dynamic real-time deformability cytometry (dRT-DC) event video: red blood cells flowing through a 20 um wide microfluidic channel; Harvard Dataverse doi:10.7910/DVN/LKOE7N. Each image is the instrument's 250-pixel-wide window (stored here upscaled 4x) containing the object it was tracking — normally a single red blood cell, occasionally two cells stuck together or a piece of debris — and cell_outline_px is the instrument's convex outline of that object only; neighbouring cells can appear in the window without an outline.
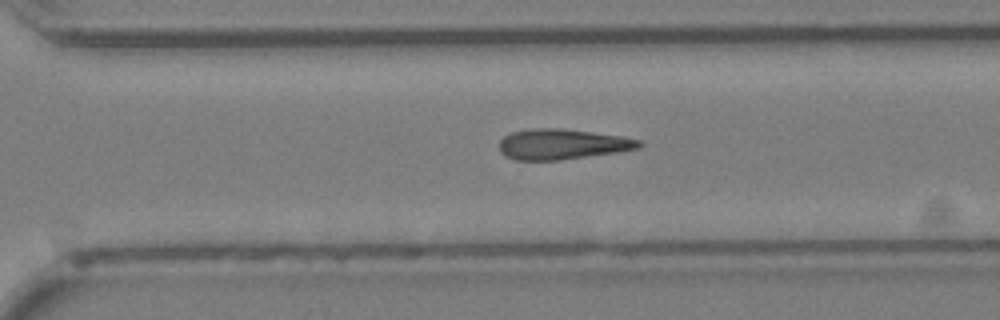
{"species": "Egyptian fruit bat (a non-hibernating species)", "species_latin": "Rousettus aegyptiacus", "temperature_condition": "cold", "stored_images_in_passage": 26, "camera_frame_rate_fps": 3000, "um_per_image_px": 0.085, "animal": {"sex": "female"}, "frame": {"image": 1, "passage_image": 22, "time_ms": 7.0, "image_size_px": [1000, 320], "cell_outline_px": [[644, 144], [640, 148], [616, 152], [560, 160], [512, 160], [504, 156], [500, 152], [500, 140], [504, 136], [512, 132], [532, 128], [560, 128], [620, 136], [640, 140]], "centroid_in_image_um": [47.75, 12.26], "position_along_channel_um": 322.8, "area_um2": 24.74}}